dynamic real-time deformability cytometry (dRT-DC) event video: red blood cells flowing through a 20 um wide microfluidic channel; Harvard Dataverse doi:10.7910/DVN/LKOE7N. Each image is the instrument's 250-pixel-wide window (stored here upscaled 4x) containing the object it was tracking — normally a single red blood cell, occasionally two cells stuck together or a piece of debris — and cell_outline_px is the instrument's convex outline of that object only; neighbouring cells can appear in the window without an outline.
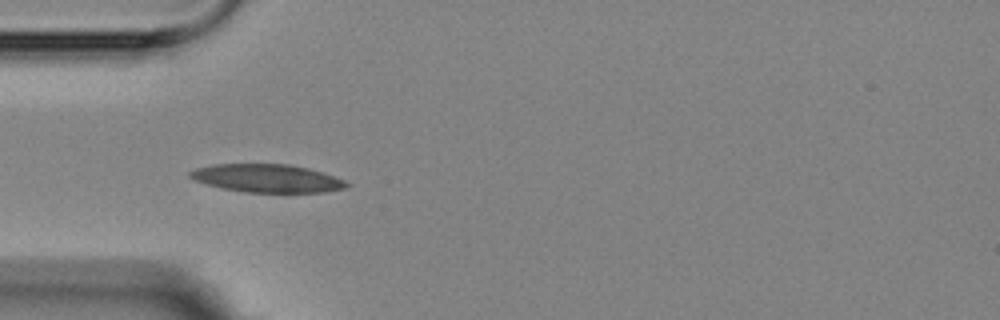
{"species": "Egyptian fruit bat (a non-hibernating species)", "species_latin": "Rousettus aegyptiacus", "temperature_condition": "room temperature", "stored_images_in_passage": 16, "camera_frame_rate_fps": 3000, "um_per_image_px": 0.085, "animal": {"sex": "female"}, "frame": {"image": 1, "passage_image": 5, "time_ms": 4.333, "image_size_px": [1000, 320], "cell_outline_px": [[352, 184], [348, 188], [324, 192], [244, 192], [220, 188], [196, 180], [188, 176], [188, 172], [196, 168], [212, 164], [288, 164], [308, 168], [344, 180]], "centroid_in_image_um": [22.7, 15.16], "position_along_channel_um": 62.3, "area_um2": 25.61}}
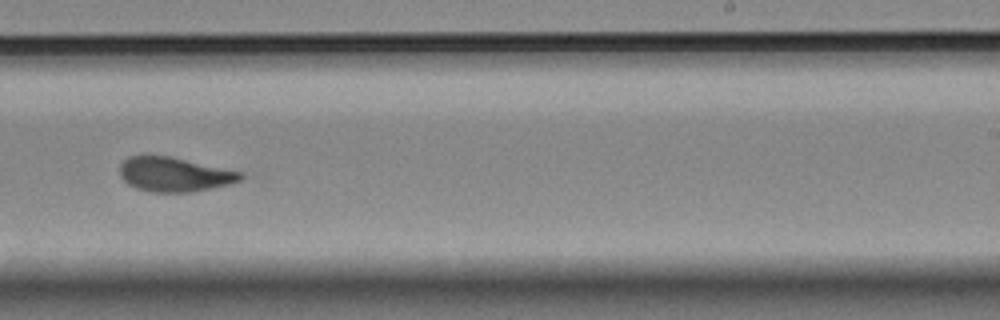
{"frame": {"image": 2, "passage_image": 10, "time_ms": 10.333, "image_size_px": [1000, 320], "cell_outline_px": [[244, 176], [240, 180], [232, 184], [192, 192], [152, 192], [136, 188], [128, 184], [120, 176], [120, 164], [128, 156], [168, 156], [244, 172]], "centroid_in_image_um": [14.85, 14.83], "position_along_channel_um": 274.2, "area_um2": 24.22}}
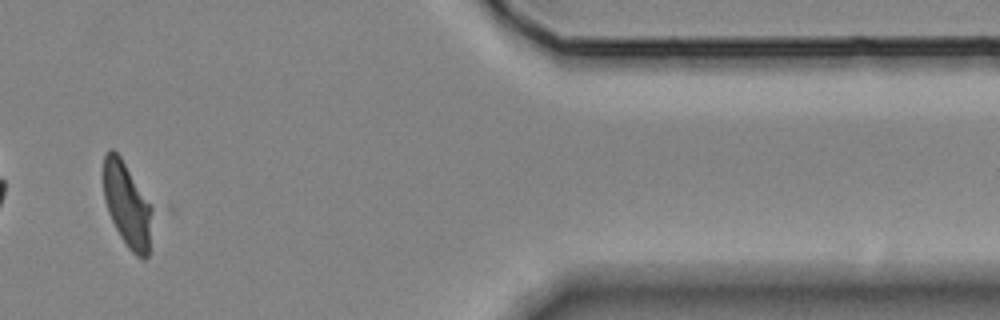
{"frame": {"image": 3, "passage_image": 14, "time_ms": 15.0, "image_size_px": [1000, 320], "cell_outline_px": [[156, 208], [148, 256], [144, 260], [136, 256], [128, 248], [120, 236], [108, 212], [104, 200], [104, 156], [108, 148], [112, 148], [120, 156]], "centroid_in_image_um": [10.88, 17.44], "position_along_channel_um": 400.5, "area_um2": 24.91}, "authors_computed_cell_mechanics": {"area_um2": 24.8251, "velocity_mm_per_s": 3.553, "shape_relaxation_time_tau1_ms": 6.0359, "shape_relaxation_time_tau2_ms": 1.3036, "deformation_change_tau1": 0.1679, "deformation_change_tau2": 0.0585}}